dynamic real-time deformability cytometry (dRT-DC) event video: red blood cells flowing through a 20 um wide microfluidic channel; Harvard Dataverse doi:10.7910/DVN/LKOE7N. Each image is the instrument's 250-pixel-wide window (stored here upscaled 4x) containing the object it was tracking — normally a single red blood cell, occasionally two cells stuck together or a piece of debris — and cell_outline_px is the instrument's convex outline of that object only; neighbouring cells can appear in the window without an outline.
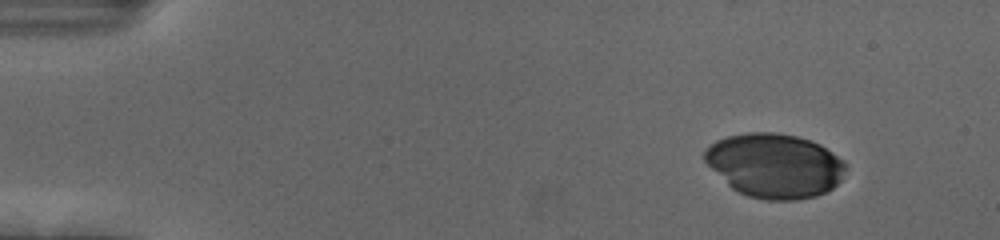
{"species": "human", "species_latin": "Homo sapiens", "temperature_condition": "cold", "stored_images_in_passage": 50, "camera_frame_rate_fps": 3000, "um_per_image_px": 0.085, "donor": {"sex": "female"}, "frame": {"image": 1, "passage_image": 1, "time_ms": 0.0, "image_size_px": [1000, 240], "cell_outline_px": [[848, 168], [840, 180], [832, 188], [816, 196], [796, 200], [768, 200], [748, 196], [732, 188], [704, 160], [704, 152], [708, 144], [716, 140], [728, 136], [748, 132], [772, 132], [796, 136], [820, 144], [844, 160]], "centroid_in_image_um": [65.86, 14.06], "position_along_channel_um": 19.1, "area_um2": 52.66}}
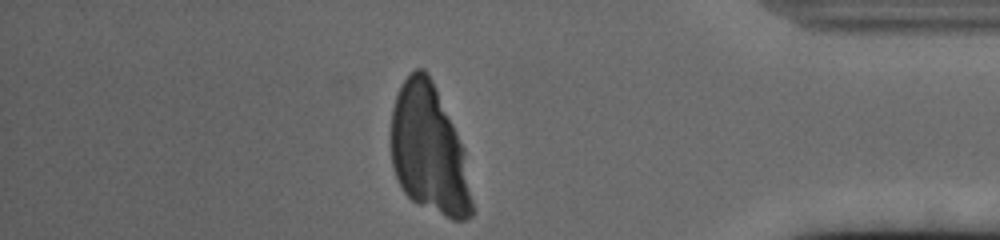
{"frame": {"image": 2, "passage_image": 43, "time_ms": 14.0, "image_size_px": [1000, 240], "cell_outline_px": [[472, 216], [464, 220], [452, 220], [412, 200], [404, 192], [396, 176], [392, 164], [392, 108], [400, 84], [416, 68], [424, 68], [428, 72], [432, 80], [464, 148], [472, 200]], "centroid_in_image_um": [36.47, 12.73], "position_along_channel_um": 398.7, "area_um2": 60.34}}
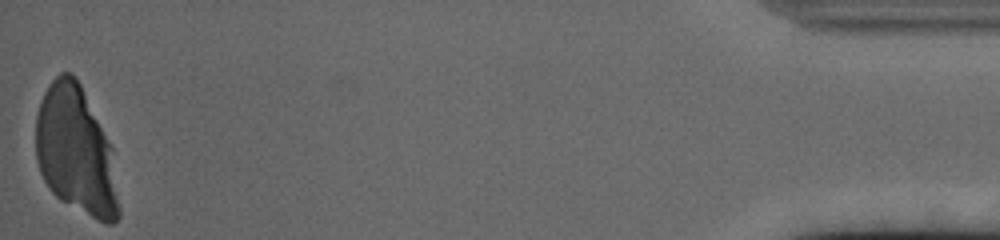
{"frame": {"image": 3, "passage_image": 50, "time_ms": 16.333, "image_size_px": [1000, 240], "cell_outline_px": [[120, 216], [112, 224], [104, 224], [96, 220], [60, 200], [48, 188], [40, 172], [36, 160], [36, 116], [40, 100], [48, 84], [60, 72], [72, 72], [80, 84], [112, 148], [120, 208]], "centroid_in_image_um": [6.44, 12.85], "position_along_channel_um": 428.8, "area_um2": 62.08}}